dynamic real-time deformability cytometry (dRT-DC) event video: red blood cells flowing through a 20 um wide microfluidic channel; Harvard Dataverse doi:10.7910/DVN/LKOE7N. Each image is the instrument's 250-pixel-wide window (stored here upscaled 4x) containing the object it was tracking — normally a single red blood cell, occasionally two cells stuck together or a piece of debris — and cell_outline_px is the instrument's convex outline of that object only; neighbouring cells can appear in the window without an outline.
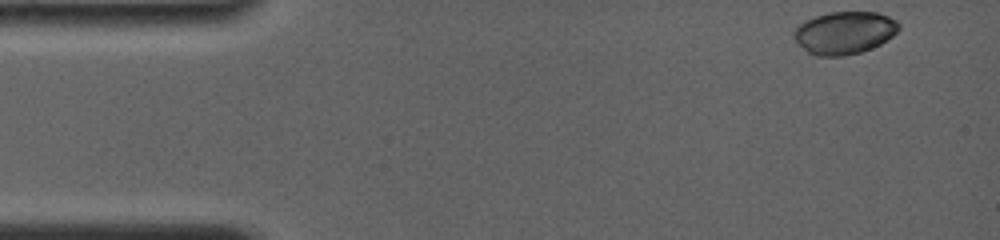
{"species": "common noctule bat (a hibernating species)", "species_latin": "Nyctalus noctula", "temperature_condition": "room temperature", "stored_images_in_passage": 18, "camera_frame_rate_fps": 4000, "um_per_image_px": 0.085, "animal": {"sex": "female", "body_mass_g": 19.0, "forearm_length_mm": 56.7}, "frame": {"image": 1, "passage_image": 1, "time_ms": 0.0, "image_size_px": [1000, 240], "cell_outline_px": [[900, 28], [892, 36], [880, 44], [872, 48], [860, 52], [844, 56], [816, 56], [808, 52], [792, 36], [792, 32], [804, 20], [828, 12], [876, 12], [888, 16], [896, 20], [900, 24]], "centroid_in_image_um": [71.78, 2.78], "position_along_channel_um": 13.2, "area_um2": 26.01}}
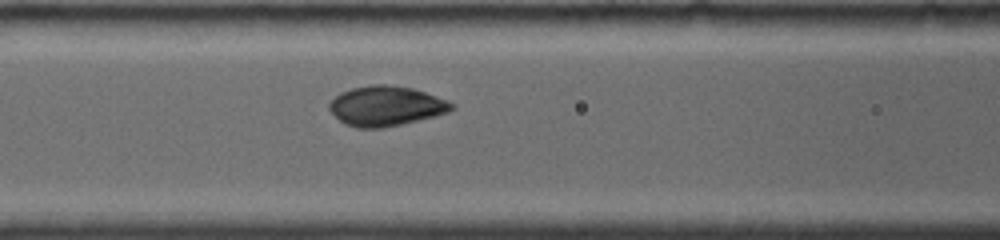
{"frame": {"image": 2, "passage_image": 16, "time_ms": 5.75, "image_size_px": [1000, 240], "cell_outline_px": [[452, 108], [448, 112], [400, 124], [380, 128], [360, 128], [348, 124], [340, 120], [328, 108], [328, 104], [340, 92], [352, 88], [372, 84], [388, 84], [412, 88], [448, 100], [452, 104]], "centroid_in_image_um": [32.77, 8.99], "position_along_channel_um": 133.8, "area_um2": 27.92}}
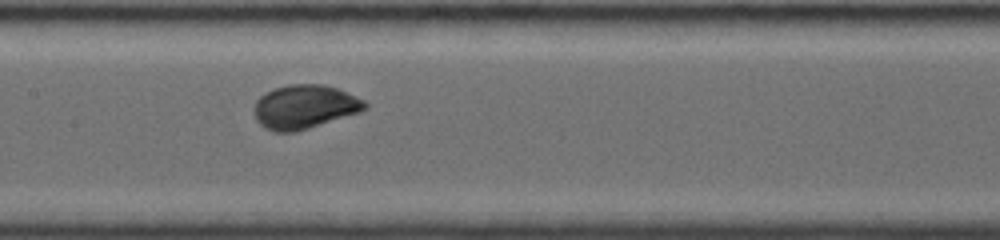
{"frame": {"image": 3, "passage_image": 18, "time_ms": 7.0, "image_size_px": [1000, 240], "cell_outline_px": [[368, 108], [360, 112], [308, 128], [292, 132], [276, 132], [260, 124], [256, 120], [256, 100], [264, 92], [272, 88], [288, 84], [324, 84], [336, 88], [364, 100], [368, 104]], "centroid_in_image_um": [25.9, 9.06], "position_along_channel_um": 181.5, "area_um2": 28.09}}